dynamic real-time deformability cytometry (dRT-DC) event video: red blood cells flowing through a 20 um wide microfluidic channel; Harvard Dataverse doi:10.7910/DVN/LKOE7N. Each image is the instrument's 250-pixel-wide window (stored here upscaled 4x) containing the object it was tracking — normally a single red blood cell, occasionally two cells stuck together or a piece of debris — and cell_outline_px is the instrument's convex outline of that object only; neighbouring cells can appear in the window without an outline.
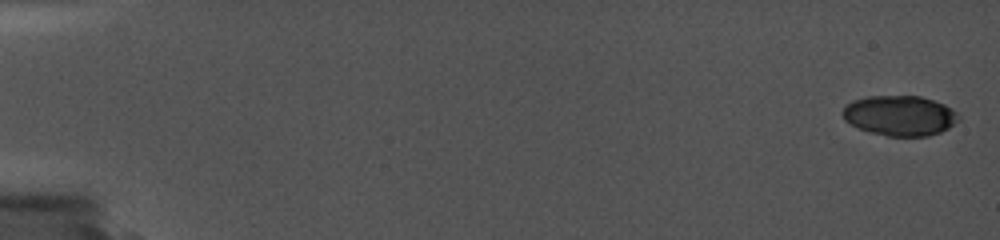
{"species": "common noctule bat (a hibernating species)", "species_latin": "Nyctalus noctula", "temperature_condition": "cold", "stored_images_in_passage": 13, "camera_frame_rate_fps": 5000, "um_per_image_px": 0.085, "animal": {"sex": "female", "body_mass_g": 19.0, "forearm_length_mm": 56.7}, "frame": {"image": 1, "passage_image": 1, "time_ms": 0.0, "image_size_px": [1000, 240], "cell_outline_px": [[960, 120], [948, 128], [940, 132], [928, 136], [888, 136], [872, 132], [860, 128], [844, 120], [840, 112], [852, 100], [868, 96], [920, 96], [944, 104], [952, 108], [960, 116]], "centroid_in_image_um": [76.5, 9.82], "position_along_channel_um": 8.5, "area_um2": 27.11}}
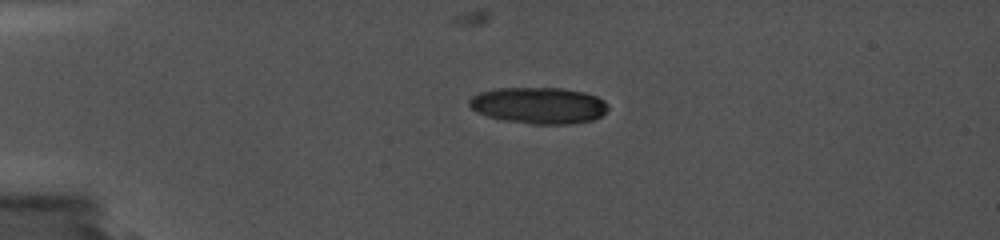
{"frame": {"image": 2, "passage_image": 6, "time_ms": 4.4, "image_size_px": [1000, 240], "cell_outline_px": [[608, 108], [600, 116], [592, 120], [568, 124], [532, 124], [504, 120], [488, 116], [476, 112], [468, 104], [468, 100], [472, 96], [480, 92], [496, 88], [560, 88], [584, 92], [596, 96], [604, 100], [608, 104]], "centroid_in_image_um": [45.78, 8.96], "position_along_channel_um": 39.2, "area_um2": 29.42}}